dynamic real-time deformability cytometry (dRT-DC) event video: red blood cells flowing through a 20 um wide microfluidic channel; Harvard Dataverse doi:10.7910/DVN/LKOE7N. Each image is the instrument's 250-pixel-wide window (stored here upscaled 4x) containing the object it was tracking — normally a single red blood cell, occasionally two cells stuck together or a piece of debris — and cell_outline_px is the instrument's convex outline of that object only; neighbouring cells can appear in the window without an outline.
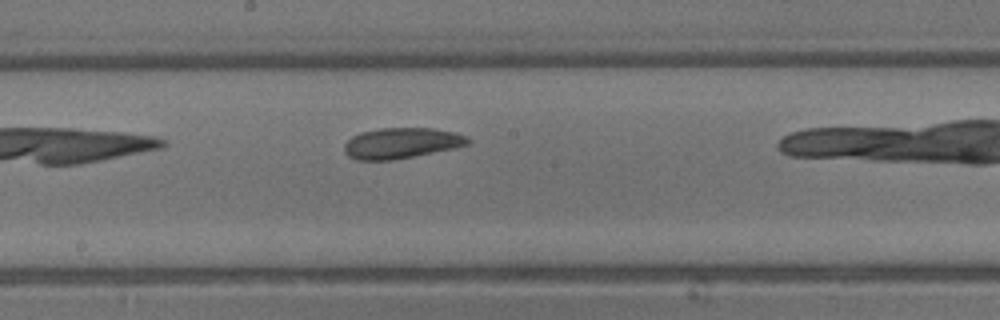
{"species": "common noctule bat (a hibernating species)", "species_latin": "Nyctalus noctula", "temperature_condition": "warm", "stored_images_in_passage": 19, "camera_frame_rate_fps": 3000, "um_per_image_px": 0.085, "animal": {"sex": "male", "body_mass_g": 13.3}, "frame": {"image": 1, "passage_image": 9, "time_ms": 2.667, "image_size_px": [1000, 320], "cell_outline_px": [[472, 140], [468, 144], [452, 148], [392, 160], [356, 160], [348, 156], [344, 152], [344, 144], [352, 136], [360, 132], [380, 128], [432, 128], [456, 132], [468, 136]], "centroid_in_image_um": [34.1, 12.15], "position_along_channel_um": 214.1, "area_um2": 22.08}}
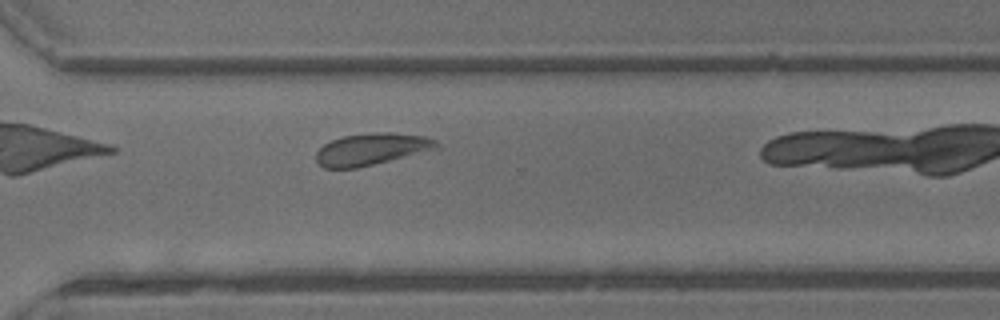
{"frame": {"image": 2, "passage_image": 16, "time_ms": 5.0, "image_size_px": [1000, 320], "cell_outline_px": [[440, 148], [356, 168], [324, 168], [316, 160], [316, 152], [324, 144], [332, 140], [344, 136], [384, 132], [388, 132], [424, 136], [436, 140], [440, 144]], "centroid_in_image_um": [31.59, 12.68], "position_along_channel_um": 339.0, "area_um2": 22.02}}